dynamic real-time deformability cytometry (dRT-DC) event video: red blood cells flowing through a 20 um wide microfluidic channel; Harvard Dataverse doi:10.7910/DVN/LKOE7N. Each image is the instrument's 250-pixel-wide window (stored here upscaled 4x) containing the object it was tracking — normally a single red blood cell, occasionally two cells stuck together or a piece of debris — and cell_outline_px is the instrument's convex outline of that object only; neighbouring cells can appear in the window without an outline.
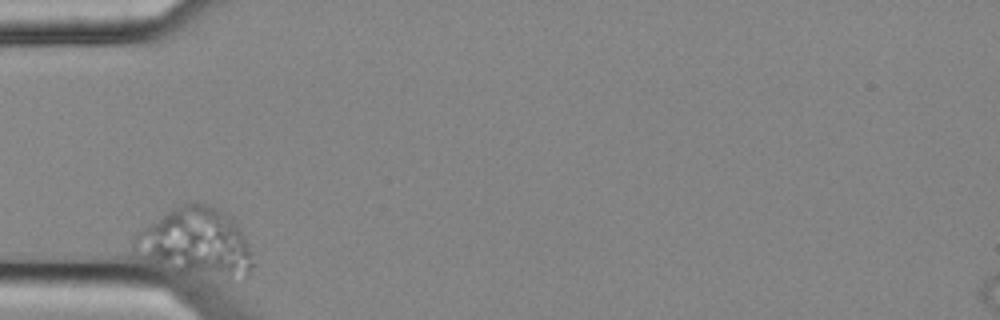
{"species": "common noctule bat (a hibernating species)", "species_latin": "Nyctalus noctula", "temperature_condition": "cold", "stored_images_in_passage": 33, "camera_frame_rate_fps": 3000, "um_per_image_px": 0.085, "animal": {"sex": "female", "body_mass_g": 25.1}, "frame": {"image": 1, "passage_image": 1, "time_ms": 0.0, "image_size_px": [1000, 320], "cell_outline_px": [[252, 268], [248, 276], [240, 284], [176, 272], [156, 260], [136, 240], [136, 236], [144, 228], [172, 208], [184, 200], [192, 200], [212, 204], [232, 216], [240, 228], [252, 252]], "centroid_in_image_um": [16.92, 20.61], "position_along_channel_um": 68.1, "area_um2": 47.22}}
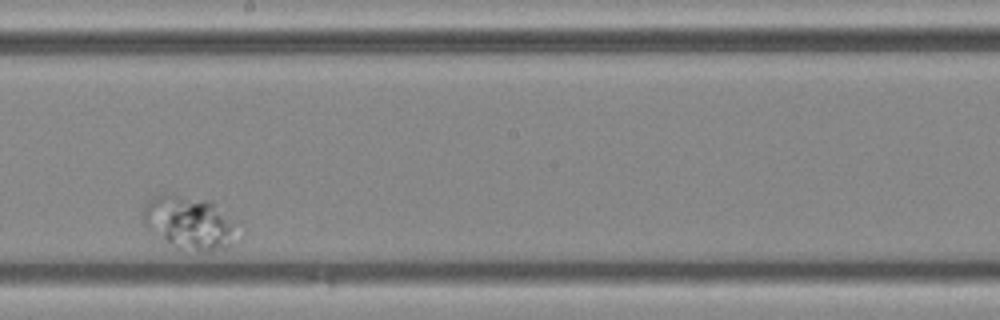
{"frame": {"image": 2, "passage_image": 19, "time_ms": 6.0, "image_size_px": [1000, 320], "cell_outline_px": [[244, 236], [236, 244], [224, 248], [208, 252], [180, 252], [164, 240], [144, 224], [144, 204], [152, 196], [160, 192], [168, 192], [208, 200]], "centroid_in_image_um": [16.09, 18.97], "position_along_channel_um": 232.1, "area_um2": 29.82}}
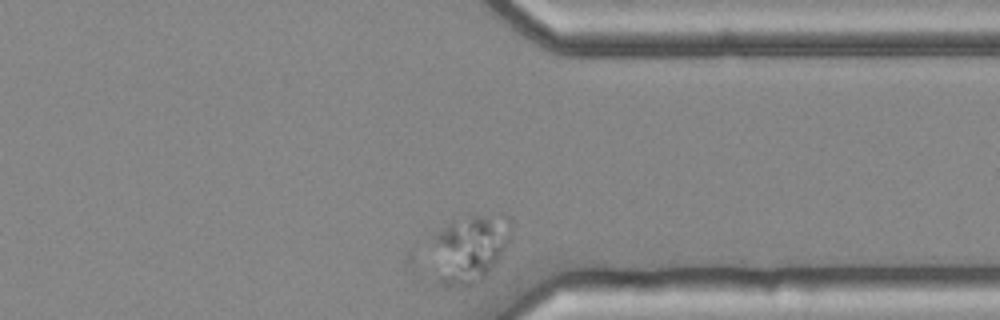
{"frame": {"image": 3, "passage_image": 33, "time_ms": 10.667, "image_size_px": [1000, 320], "cell_outline_px": [[512, 240], [488, 276], [484, 280], [468, 288], [436, 288], [432, 280], [436, 236], [452, 220], [468, 212], [484, 216], [508, 232]], "centroid_in_image_um": [39.76, 21.36], "position_along_channel_um": 371.6, "area_um2": 31.21}}